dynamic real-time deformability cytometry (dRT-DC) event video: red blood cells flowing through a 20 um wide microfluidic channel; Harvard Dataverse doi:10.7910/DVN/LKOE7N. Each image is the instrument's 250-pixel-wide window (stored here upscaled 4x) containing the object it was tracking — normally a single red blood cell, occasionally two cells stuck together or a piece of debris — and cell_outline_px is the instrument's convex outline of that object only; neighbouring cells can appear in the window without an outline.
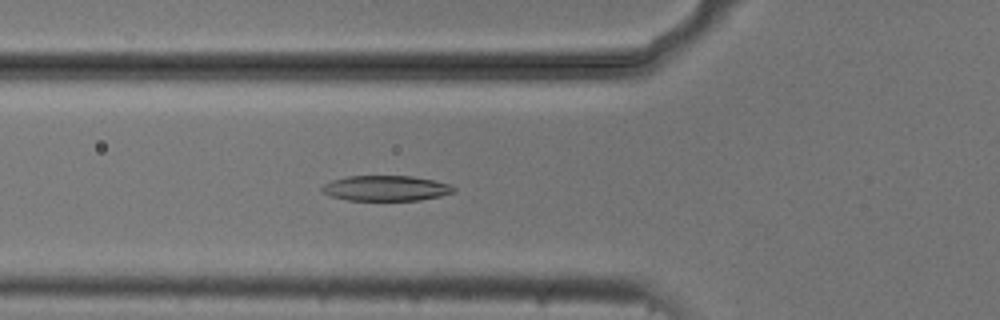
{"species": "common noctule bat (a hibernating species)", "species_latin": "Nyctalus noctula", "temperature_condition": "cold", "stored_images_in_passage": 53, "camera_frame_rate_fps": 3000, "um_per_image_px": 0.085, "animal": {"sex": "male", "body_mass_g": 20.5, "forearm_length_mm": 52.5}, "frame": {"image": 1, "passage_image": 18, "time_ms": 5.667, "image_size_px": [1000, 320], "cell_outline_px": [[456, 192], [440, 196], [420, 200], [348, 200], [332, 196], [320, 192], [320, 188], [324, 184], [332, 180], [348, 176], [412, 176], [432, 180], [448, 184], [456, 188]], "centroid_in_image_um": [32.79, 16.0], "position_along_channel_um": 93.0, "area_um2": 19.42}}
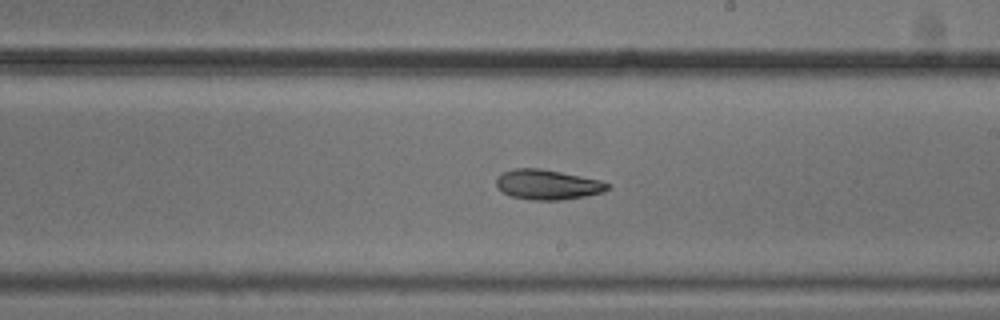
{"frame": {"image": 2, "passage_image": 30, "time_ms": 9.667, "image_size_px": [1000, 320], "cell_outline_px": [[612, 188], [604, 192], [584, 196], [560, 200], [532, 200], [512, 196], [496, 188], [496, 180], [504, 172], [512, 168], [536, 168], [560, 172], [600, 180], [612, 184]], "centroid_in_image_um": [46.58, 15.69], "position_along_channel_um": 242.4, "area_um2": 19.36}}
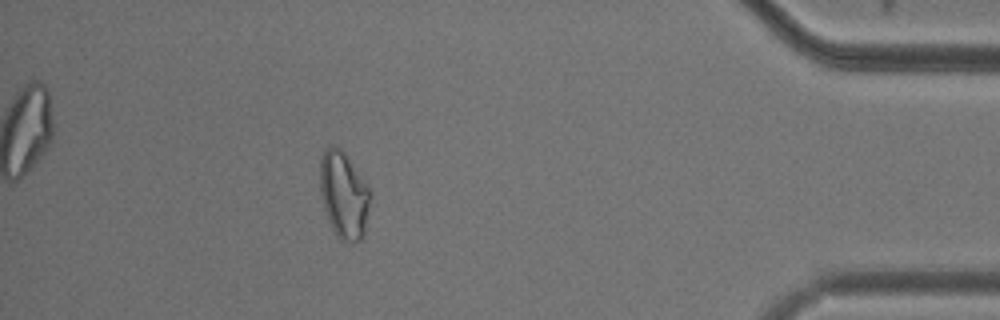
{"frame": {"image": 3, "passage_image": 47, "time_ms": 15.333, "image_size_px": [1000, 320], "cell_outline_px": [[372, 196], [364, 236], [356, 244], [352, 244], [340, 240], [336, 236], [328, 220], [324, 208], [320, 192], [320, 156], [324, 148], [332, 144], [340, 148], [344, 152], [368, 188]], "centroid_in_image_um": [29.22, 16.61], "position_along_channel_um": 406.0, "area_um2": 25.78}, "authors_computed_cell_mechanics": {"area_um2": 20.8658, "velocity_mm_per_s": 3.7181, "shape_relaxation_time_tau1_ms": 3.9781, "shape_relaxation_time_tau2_ms": 7.5449, "deformation_change_tau1": 0.1251, "deformation_change_tau2": 0.1711}}